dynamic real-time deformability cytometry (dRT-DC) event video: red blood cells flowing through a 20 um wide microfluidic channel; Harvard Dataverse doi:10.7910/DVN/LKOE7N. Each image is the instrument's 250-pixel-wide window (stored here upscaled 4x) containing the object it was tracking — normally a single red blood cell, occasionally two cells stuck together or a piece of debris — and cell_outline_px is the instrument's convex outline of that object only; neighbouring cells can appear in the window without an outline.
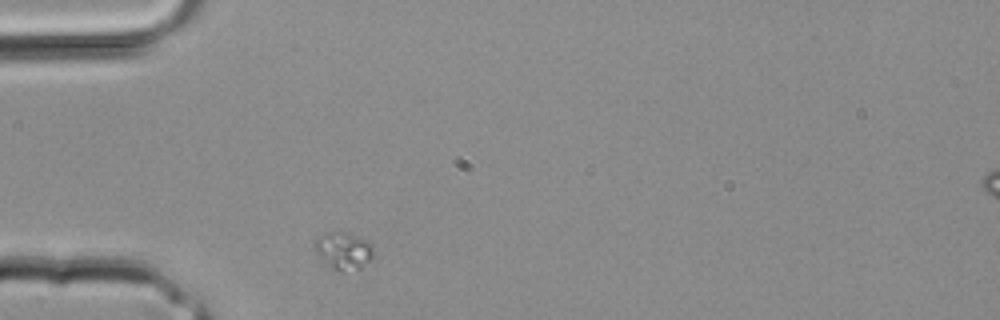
{"species": "common noctule bat (a hibernating species)", "species_latin": "Nyctalus noctula", "temperature_condition": "room temperature", "stored_images_in_passage": 1, "camera_frame_rate_fps": 3000, "um_per_image_px": 0.085, "animal": {"sex": "male", "body_mass_g": 20.4}, "frame": {"image": 1, "passage_image": 1, "time_ms": 0.0, "image_size_px": [1000, 320], "cell_outline_px": [[372, 256], [360, 268], [344, 272], [332, 268], [320, 260], [316, 252], [316, 236], [328, 232], [344, 232], [360, 236], [368, 240], [372, 244]], "centroid_in_image_um": [29.18, 21.3], "position_along_channel_um": 55.8, "area_um2": 12.72}}